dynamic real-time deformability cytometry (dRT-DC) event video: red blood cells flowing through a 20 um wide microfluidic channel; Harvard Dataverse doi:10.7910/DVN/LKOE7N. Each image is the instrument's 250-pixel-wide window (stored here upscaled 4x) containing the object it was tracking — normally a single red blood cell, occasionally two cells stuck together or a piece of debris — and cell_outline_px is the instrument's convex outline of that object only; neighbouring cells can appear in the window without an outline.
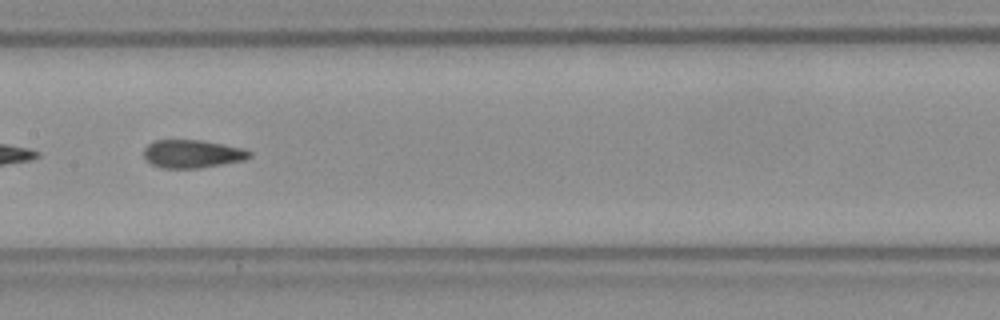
{"species": "Egyptian fruit bat (a non-hibernating species)", "species_latin": "Rousettus aegyptiacus", "temperature_condition": "room temperature", "stored_images_in_passage": 52, "segment_of_instrument_passage": [2, 2], "camera_frame_rate_fps": 3000, "um_per_image_px": 0.085, "frame": {"image": 1, "passage_image": 25, "time_ms": 8.0, "image_size_px": [1000, 320], "cell_outline_px": [[252, 156], [244, 160], [200, 168], [160, 168], [152, 164], [144, 156], [144, 148], [148, 144], [156, 140], [204, 140], [244, 148], [252, 152]], "centroid_in_image_um": [16.38, 13.07], "position_along_channel_um": 191.0, "area_um2": 17.4}}
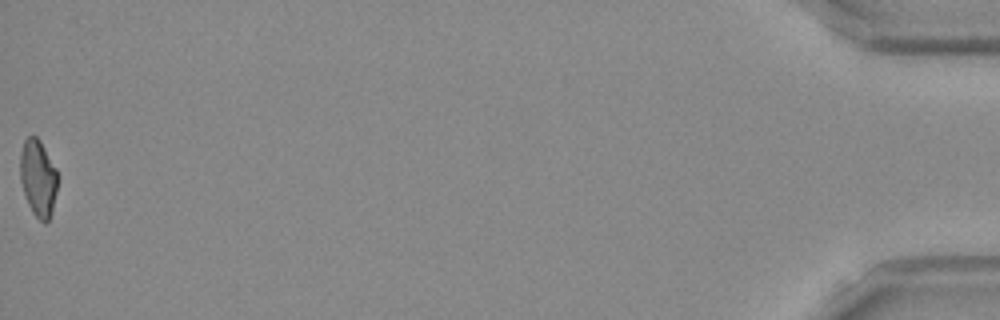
{"frame": {"image": 2, "passage_image": 52, "time_ms": 17.0, "image_size_px": [1000, 320], "cell_outline_px": [[56, 192], [52, 212], [48, 220], [44, 224], [32, 212], [28, 204], [20, 180], [20, 156], [24, 140], [28, 136], [36, 136], [40, 140], [56, 168]], "centroid_in_image_um": [3.23, 15.13], "position_along_channel_um": 432.0, "area_um2": 16.59}}